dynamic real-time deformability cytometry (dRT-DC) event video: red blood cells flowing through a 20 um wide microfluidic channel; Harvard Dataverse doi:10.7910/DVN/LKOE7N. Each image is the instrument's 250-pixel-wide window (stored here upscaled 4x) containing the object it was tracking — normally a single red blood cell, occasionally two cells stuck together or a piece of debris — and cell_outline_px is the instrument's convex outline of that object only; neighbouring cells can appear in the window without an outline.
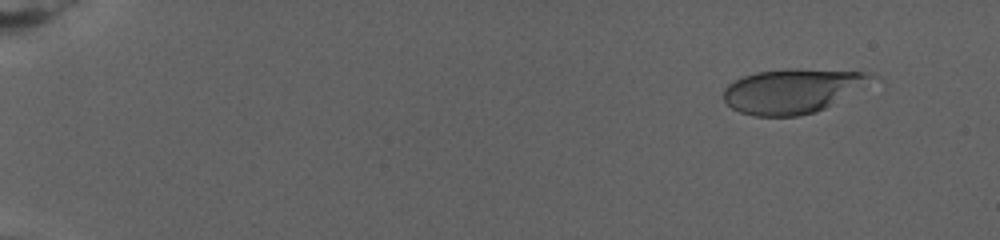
{"species": "human", "species_latin": "Homo sapiens", "temperature_condition": "warm", "stored_images_in_passage": 42, "camera_frame_rate_fps": 3000, "um_per_image_px": 0.085, "donor": {"sex": "female"}, "frame": {"image": 1, "passage_image": 3, "time_ms": 1.667, "image_size_px": [1000, 240], "cell_outline_px": [[876, 76], [824, 108], [816, 112], [800, 116], [756, 116], [740, 112], [732, 108], [724, 100], [724, 88], [728, 84], [744, 76], [756, 72], [788, 68], [796, 68], [864, 72]], "centroid_in_image_um": [67.24, 7.72], "position_along_channel_um": 17.8, "area_um2": 37.45}}
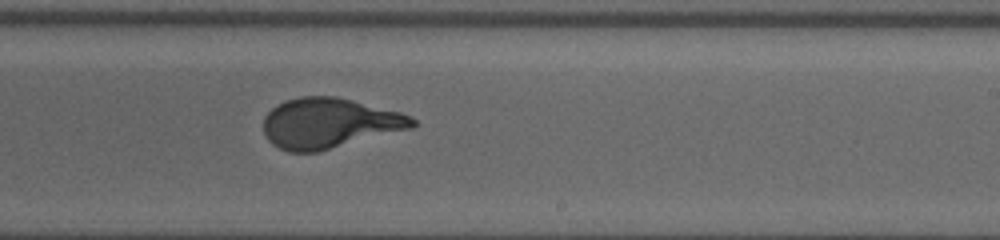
{"frame": {"image": 2, "passage_image": 25, "time_ms": 17.0, "image_size_px": [1000, 240], "cell_outline_px": [[416, 124], [412, 128], [320, 152], [288, 152], [272, 144], [268, 140], [264, 132], [264, 116], [276, 104], [284, 100], [300, 96], [336, 96], [400, 112], [412, 116], [416, 120]], "centroid_in_image_um": [27.98, 10.47], "position_along_channel_um": 261.0, "area_um2": 43.87}}
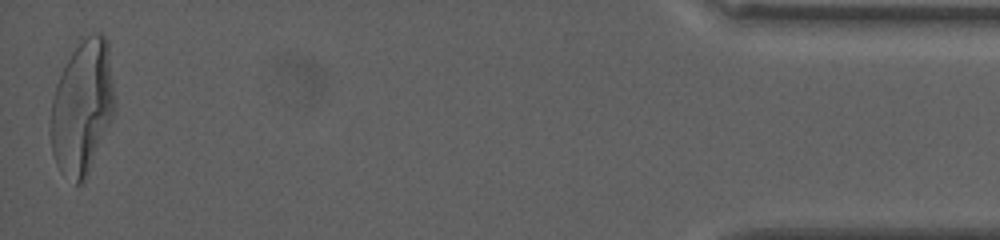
{"frame": {"image": 3, "passage_image": 42, "time_ms": 26.333, "image_size_px": [1000, 240], "cell_outline_px": [[116, 108], [112, 120], [88, 176], [84, 184], [76, 184], [60, 172], [56, 164], [52, 152], [48, 132], [52, 100], [56, 84], [72, 52], [88, 36], [96, 32], [100, 32], [108, 40], [116, 100]], "centroid_in_image_um": [7.01, 9.2], "position_along_channel_um": 428.2, "area_um2": 50.92}, "authors_computed_cell_mechanics": {"area_um2": 43.061, "velocity_mm_per_s": 2.6087, "shape_relaxation_time_tau1_ms": 7.3231, "shape_relaxation_time_tau2_ms": null, "deformation_change_tau1": 0.2625, "deformation_change_tau2": null}}